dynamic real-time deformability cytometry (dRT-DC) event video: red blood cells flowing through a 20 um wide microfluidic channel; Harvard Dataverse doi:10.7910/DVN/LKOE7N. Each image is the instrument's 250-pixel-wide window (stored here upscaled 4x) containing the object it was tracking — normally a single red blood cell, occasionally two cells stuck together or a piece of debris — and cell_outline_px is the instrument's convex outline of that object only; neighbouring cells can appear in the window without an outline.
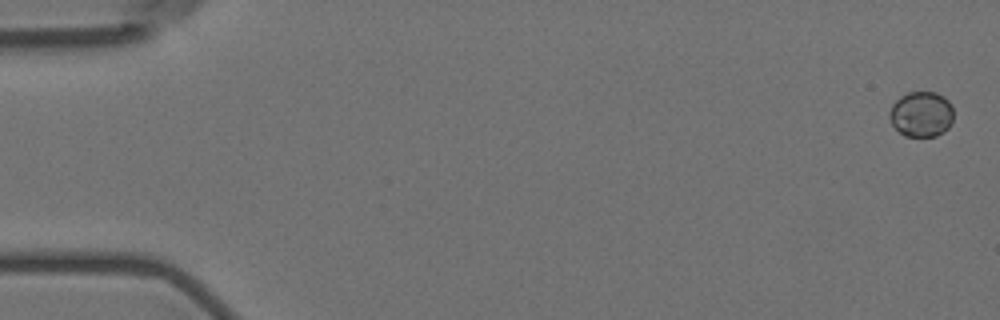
{"species": "Egyptian fruit bat (a non-hibernating species)", "species_latin": "Rousettus aegyptiacus", "temperature_condition": "room temperature", "stored_images_in_passage": 6, "camera_frame_rate_fps": 3000, "um_per_image_px": 0.085, "animal": {"sex": "female"}, "frame": {"image": 1, "passage_image": 1, "time_ms": 0.0, "image_size_px": [1000, 320], "cell_outline_px": [[952, 120], [948, 128], [944, 132], [936, 136], [904, 136], [892, 124], [888, 116], [888, 112], [892, 104], [900, 96], [908, 92], [936, 92], [944, 96], [948, 100], [952, 108]], "centroid_in_image_um": [78.29, 9.7], "position_along_channel_um": 6.7, "area_um2": 17.05}}
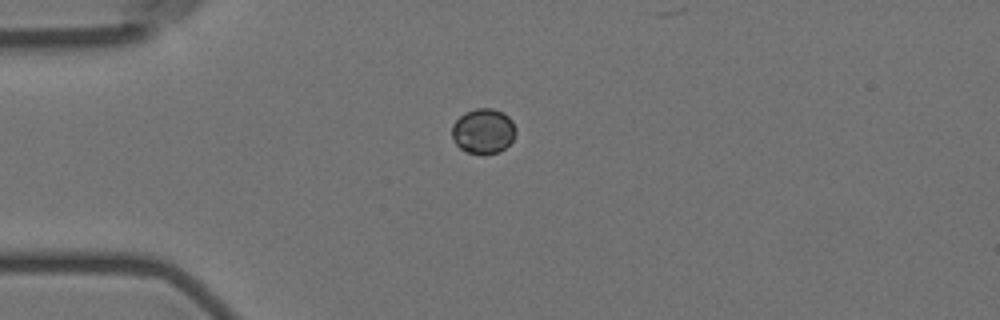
{"frame": {"image": 2, "passage_image": 4, "time_ms": 4.667, "image_size_px": [1000, 320], "cell_outline_px": [[516, 132], [512, 140], [500, 152], [468, 152], [460, 148], [456, 144], [452, 136], [452, 124], [464, 112], [476, 108], [492, 108], [504, 112], [512, 120], [516, 128]], "centroid_in_image_um": [41.09, 11.1], "position_along_channel_um": 43.9, "area_um2": 16.59}}
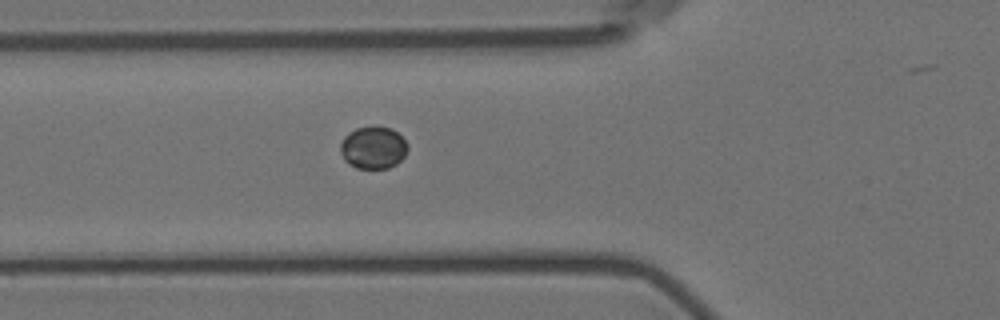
{"frame": {"image": 3, "passage_image": 6, "time_ms": 6.667, "image_size_px": [1000, 320], "cell_outline_px": [[408, 148], [404, 156], [396, 164], [388, 168], [356, 168], [348, 164], [344, 160], [340, 152], [340, 144], [344, 136], [348, 132], [356, 128], [392, 128], [408, 144]], "centroid_in_image_um": [31.69, 12.57], "position_along_channel_um": 94.1, "area_um2": 16.42}}